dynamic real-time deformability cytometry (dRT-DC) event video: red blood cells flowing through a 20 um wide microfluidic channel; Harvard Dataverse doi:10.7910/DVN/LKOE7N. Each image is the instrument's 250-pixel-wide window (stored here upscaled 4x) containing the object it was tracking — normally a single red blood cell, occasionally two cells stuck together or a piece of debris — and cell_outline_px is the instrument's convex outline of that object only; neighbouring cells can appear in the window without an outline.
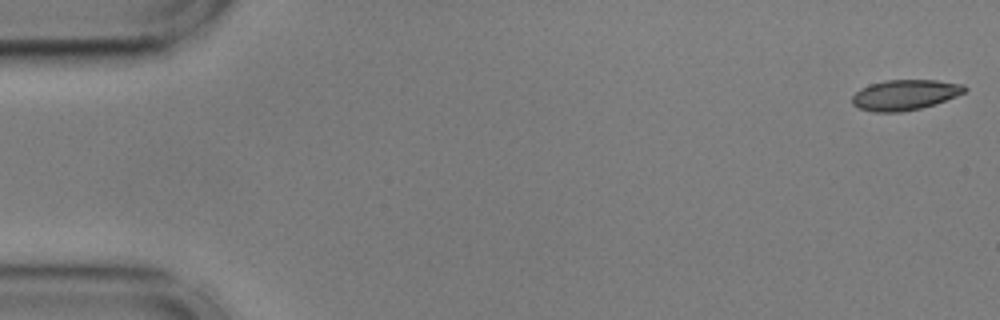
{"species": "common noctule bat (a hibernating species)", "species_latin": "Nyctalus noctula", "temperature_condition": "cold", "stored_images_in_passage": 55, "camera_frame_rate_fps": 3000, "um_per_image_px": 0.085, "animal": {"sex": "male", "body_mass_g": 17.9, "forearm_length_mm": 54.2}, "frame": {"image": 1, "passage_image": 1, "time_ms": 0.0, "image_size_px": [1000, 320], "cell_outline_px": [[968, 88], [964, 92], [956, 96], [936, 104], [920, 108], [900, 112], [876, 112], [860, 108], [852, 104], [852, 96], [860, 88], [868, 84], [884, 80], [936, 80], [964, 84]], "centroid_in_image_um": [76.91, 8.05], "position_along_channel_um": 8.1, "area_um2": 20.0}}
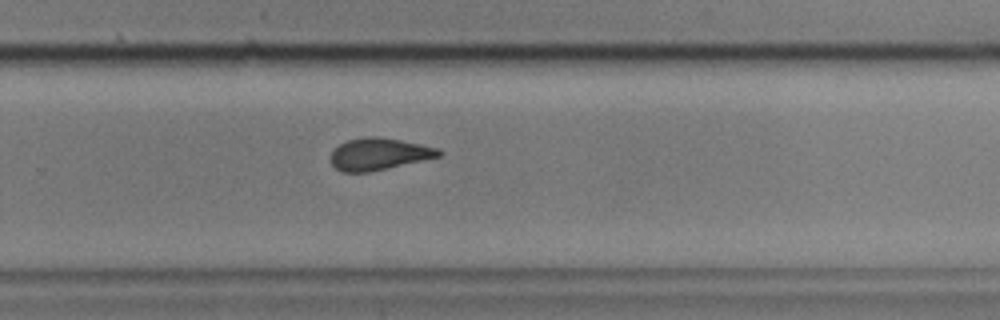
{"frame": {"image": 2, "passage_image": 36, "time_ms": 11.667, "image_size_px": [1000, 320], "cell_outline_px": [[444, 152], [440, 156], [368, 172], [344, 172], [336, 168], [332, 164], [332, 152], [340, 144], [348, 140], [364, 136], [376, 136], [400, 140], [440, 148]], "centroid_in_image_um": [32.23, 13.08], "position_along_channel_um": 297.6, "area_um2": 19.83}}
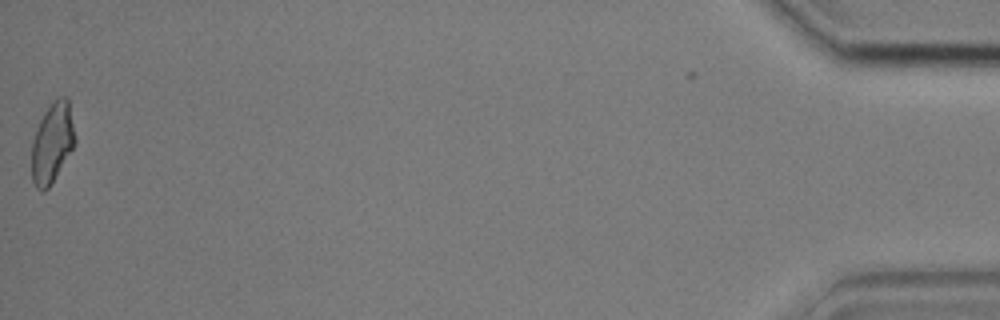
{"frame": {"image": 3, "passage_image": 55, "time_ms": 18.0, "image_size_px": [1000, 320], "cell_outline_px": [[76, 140], [72, 148], [48, 188], [44, 192], [40, 192], [36, 188], [32, 180], [32, 140], [40, 120], [44, 112], [52, 100], [60, 96], [68, 96], [76, 136]], "centroid_in_image_um": [4.44, 12.09], "position_along_channel_um": 430.8, "area_um2": 20.23}, "authors_computed_cell_mechanics": {"area_um2": 20.5768, "velocity_mm_per_s": 3.6122, "shape_relaxation_time_tau1_ms": 5.0706, "shape_relaxation_time_tau2_ms": 2.3299, "deformation_change_tau1": 0.1256, "deformation_change_tau2": 0.0804}}